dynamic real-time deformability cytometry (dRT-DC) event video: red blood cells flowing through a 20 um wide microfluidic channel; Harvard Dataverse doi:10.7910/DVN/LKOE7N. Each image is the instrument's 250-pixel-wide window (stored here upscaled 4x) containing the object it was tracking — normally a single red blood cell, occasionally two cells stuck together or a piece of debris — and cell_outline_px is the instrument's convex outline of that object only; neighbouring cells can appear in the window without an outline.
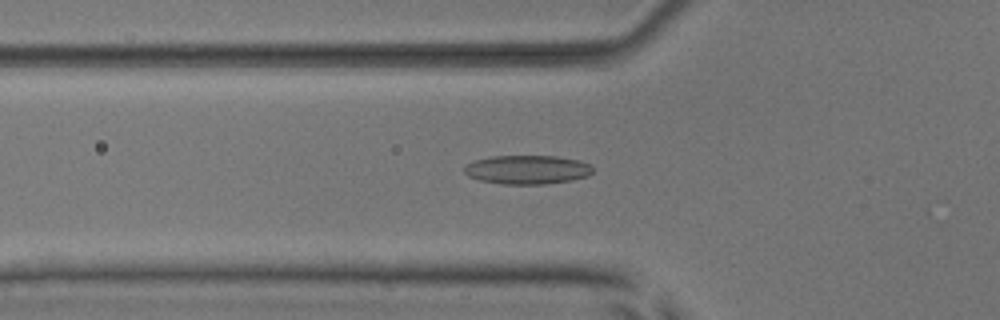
{"species": "common noctule bat (a hibernating species)", "species_latin": "Nyctalus noctula", "temperature_condition": "room temperature", "stored_images_in_passage": 48, "camera_frame_rate_fps": 3000, "um_per_image_px": 0.085, "animal": {"sex": "male", "body_mass_g": 17.9, "forearm_length_mm": 54.2}, "frame": {"image": 1, "passage_image": 16, "time_ms": 5.0, "image_size_px": [1000, 320], "cell_outline_px": [[592, 172], [588, 176], [572, 180], [544, 184], [504, 184], [480, 180], [468, 176], [464, 172], [464, 168], [468, 164], [476, 160], [492, 156], [556, 156], [580, 160], [588, 164], [592, 168]], "centroid_in_image_um": [44.83, 14.42], "position_along_channel_um": 81.0, "area_um2": 21.5}}
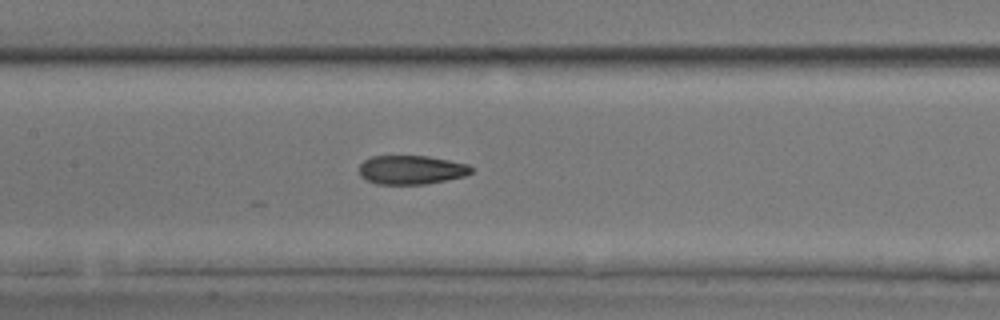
{"frame": {"image": 2, "passage_image": 23, "time_ms": 7.333, "image_size_px": [1000, 320], "cell_outline_px": [[472, 172], [464, 176], [424, 184], [376, 184], [364, 180], [360, 176], [360, 164], [364, 160], [372, 156], [428, 156], [468, 164], [472, 168]], "centroid_in_image_um": [34.92, 14.44], "position_along_channel_um": 172.5, "area_um2": 18.84}}
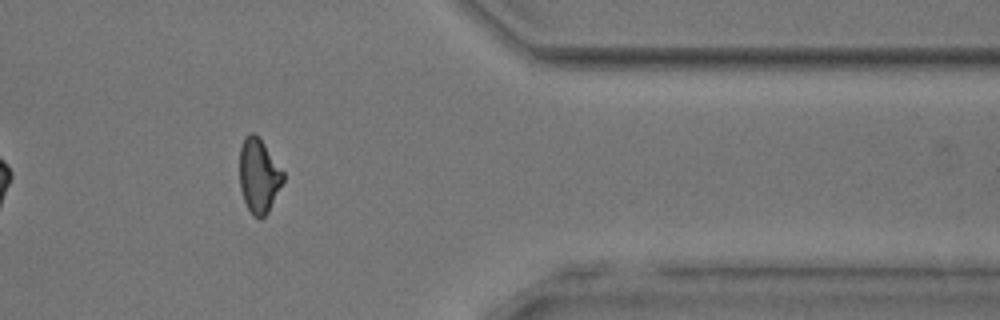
{"frame": {"image": 3, "passage_image": 41, "time_ms": 13.333, "image_size_px": [1000, 320], "cell_outline_px": [[284, 180], [268, 212], [260, 220], [252, 216], [244, 200], [240, 188], [240, 148], [244, 136], [248, 132], [252, 132], [264, 144], [284, 172]], "centroid_in_image_um": [21.99, 14.96], "position_along_channel_um": 389.4, "area_um2": 18.79}}